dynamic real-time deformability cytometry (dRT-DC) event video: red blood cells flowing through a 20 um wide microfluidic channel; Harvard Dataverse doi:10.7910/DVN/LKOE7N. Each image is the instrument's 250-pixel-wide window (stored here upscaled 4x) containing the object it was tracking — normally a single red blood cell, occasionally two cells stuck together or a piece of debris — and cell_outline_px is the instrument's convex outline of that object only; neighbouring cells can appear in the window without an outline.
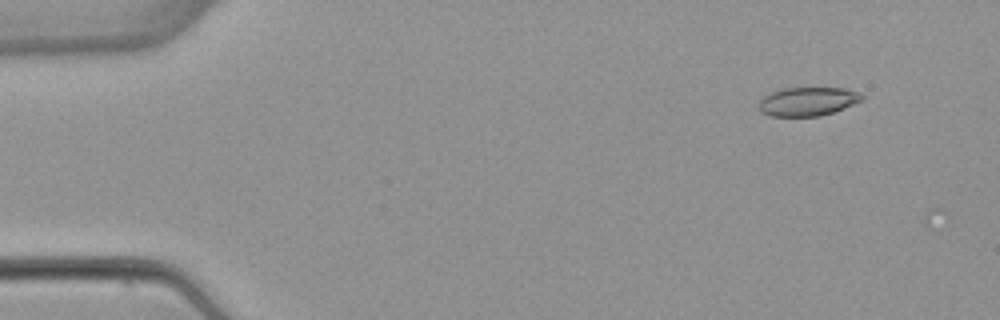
{"species": "common noctule bat (a hibernating species)", "species_latin": "Nyctalus noctula", "temperature_condition": "warm", "stored_images_in_passage": 5, "segment_of_instrument_passage": [2, 2], "camera_frame_rate_fps": 3000, "um_per_image_px": 0.085, "animal": {"sex": "female", "body_mass_g": 22.7, "forearm_length_mm": 54.2}, "frame": {"image": 1, "passage_image": 5, "time_ms": 6.0, "image_size_px": [1000, 320], "cell_outline_px": [[864, 100], [832, 112], [820, 116], [772, 116], [760, 112], [760, 100], [764, 96], [772, 92], [784, 88], [844, 88], [856, 92], [864, 96]], "centroid_in_image_um": [68.66, 8.62], "position_along_channel_um": 16.3, "area_um2": 17.05}}